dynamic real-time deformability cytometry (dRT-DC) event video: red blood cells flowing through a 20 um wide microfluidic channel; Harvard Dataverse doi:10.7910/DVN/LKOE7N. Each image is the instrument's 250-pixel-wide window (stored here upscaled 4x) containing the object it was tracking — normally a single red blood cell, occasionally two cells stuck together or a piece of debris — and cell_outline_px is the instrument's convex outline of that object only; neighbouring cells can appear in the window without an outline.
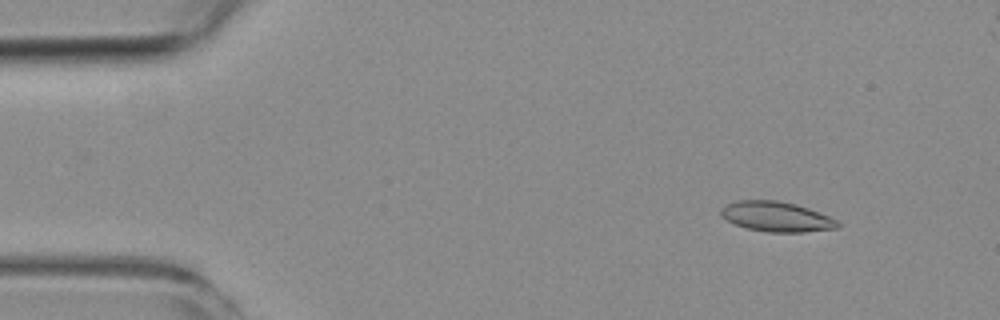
{"species": "common noctule bat (a hibernating species)", "species_latin": "Nyctalus noctula", "temperature_condition": "room temperature", "stored_images_in_passage": 5, "camera_frame_rate_fps": 3000, "um_per_image_px": 0.085, "animal": {"sex": "female", "body_mass_g": 19.3, "forearm_length_mm": 54.1}, "frame": {"image": 1, "passage_image": 2, "time_ms": 1.0, "image_size_px": [1000, 320], "cell_outline_px": [[840, 224], [836, 228], [804, 232], [768, 232], [748, 228], [736, 224], [720, 216], [720, 208], [736, 200], [776, 200], [796, 204], [808, 208], [828, 216], [836, 220]], "centroid_in_image_um": [65.97, 18.41], "position_along_channel_um": 19.0, "area_um2": 20.23}}